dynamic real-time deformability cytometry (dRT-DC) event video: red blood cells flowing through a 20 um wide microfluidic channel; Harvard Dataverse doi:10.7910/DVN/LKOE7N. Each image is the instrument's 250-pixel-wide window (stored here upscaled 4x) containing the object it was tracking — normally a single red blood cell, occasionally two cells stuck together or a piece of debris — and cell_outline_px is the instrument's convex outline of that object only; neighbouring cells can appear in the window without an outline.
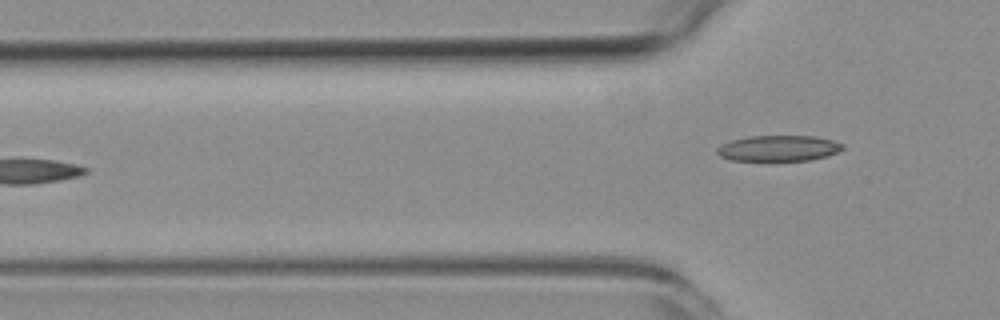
{"species": "common noctule bat (a hibernating species)", "species_latin": "Nyctalus noctula", "temperature_condition": "room temperature", "stored_images_in_passage": 5, "camera_frame_rate_fps": 3000, "um_per_image_px": 0.085, "animal": {"sex": "female", "body_mass_g": 19.3, "forearm_length_mm": 54.1}, "frame": {"image": 1, "passage_image": 5, "time_ms": 4.667, "image_size_px": [1000, 320], "cell_outline_px": [[844, 148], [828, 156], [812, 160], [732, 160], [720, 156], [716, 152], [716, 148], [720, 144], [732, 140], [748, 136], [816, 136], [832, 140], [844, 144]], "centroid_in_image_um": [66.18, 12.59], "position_along_channel_um": 59.6, "area_um2": 18.9}}